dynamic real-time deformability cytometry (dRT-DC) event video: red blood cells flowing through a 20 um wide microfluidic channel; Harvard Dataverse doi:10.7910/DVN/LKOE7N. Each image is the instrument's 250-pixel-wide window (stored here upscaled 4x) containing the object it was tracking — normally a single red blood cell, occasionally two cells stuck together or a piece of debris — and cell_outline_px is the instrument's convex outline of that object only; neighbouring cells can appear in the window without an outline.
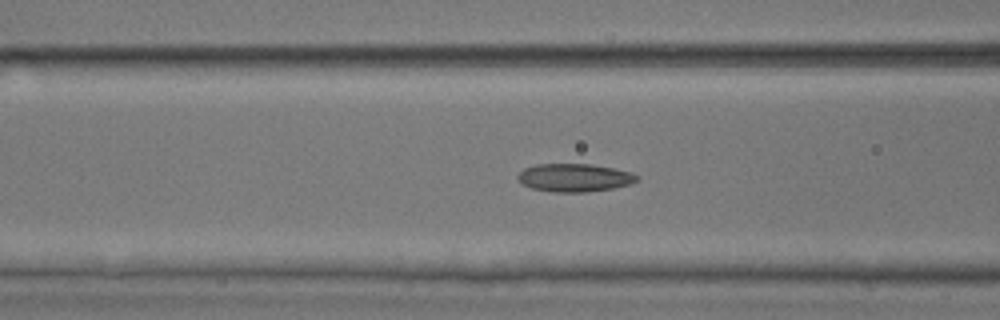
{"species": "common noctule bat (a hibernating species)", "species_latin": "Nyctalus noctula", "temperature_condition": "room temperature", "stored_images_in_passage": 46, "camera_frame_rate_fps": 3000, "um_per_image_px": 0.085, "animal": {"sex": "male", "body_mass_g": 17.9, "forearm_length_mm": 54.2}, "frame": {"image": 1, "passage_image": 22, "time_ms": 7.0, "image_size_px": [1000, 320], "cell_outline_px": [[640, 180], [632, 184], [612, 188], [584, 192], [552, 192], [532, 188], [524, 184], [516, 176], [524, 168], [536, 164], [592, 164], [632, 172], [640, 176]], "centroid_in_image_um": [48.88, 15.1], "position_along_channel_um": 117.7, "area_um2": 19.54}}
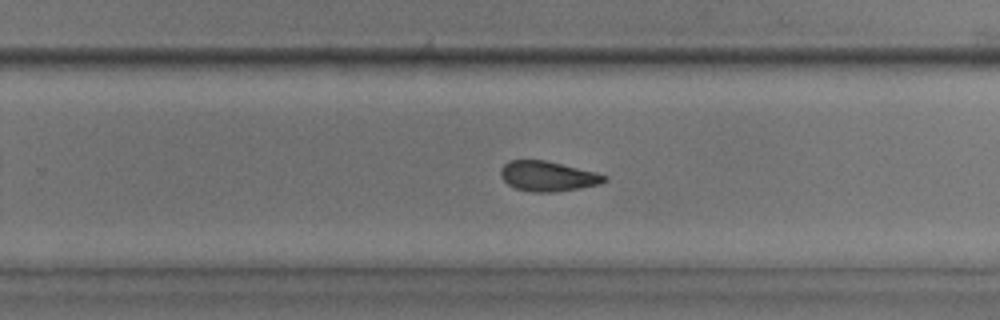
{"frame": {"image": 2, "passage_image": 35, "time_ms": 11.333, "image_size_px": [1000, 320], "cell_outline_px": [[608, 180], [600, 184], [580, 188], [556, 192], [532, 192], [516, 188], [508, 184], [500, 176], [500, 168], [508, 160], [544, 160], [596, 172], [608, 176]], "centroid_in_image_um": [46.56, 14.98], "position_along_channel_um": 283.2, "area_um2": 18.21}}
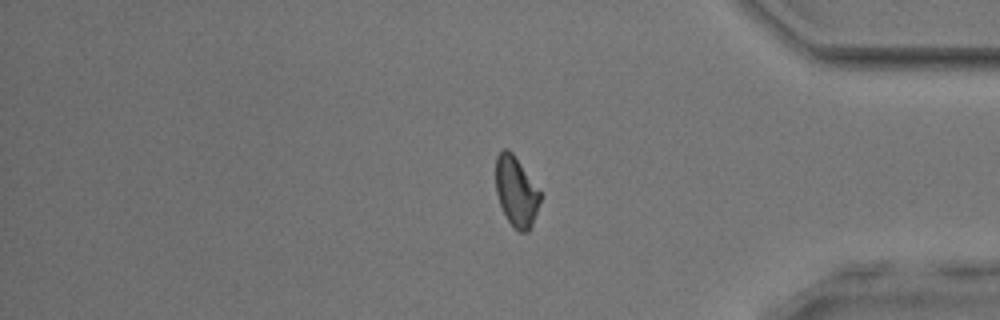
{"frame": {"image": 3, "passage_image": 45, "time_ms": 14.667, "image_size_px": [1000, 320], "cell_outline_px": [[540, 200], [532, 224], [528, 232], [520, 232], [508, 220], [500, 204], [496, 192], [496, 156], [504, 148], [508, 148], [512, 152], [540, 192]], "centroid_in_image_um": [43.85, 16.26], "position_along_channel_um": 391.3, "area_um2": 17.63}}